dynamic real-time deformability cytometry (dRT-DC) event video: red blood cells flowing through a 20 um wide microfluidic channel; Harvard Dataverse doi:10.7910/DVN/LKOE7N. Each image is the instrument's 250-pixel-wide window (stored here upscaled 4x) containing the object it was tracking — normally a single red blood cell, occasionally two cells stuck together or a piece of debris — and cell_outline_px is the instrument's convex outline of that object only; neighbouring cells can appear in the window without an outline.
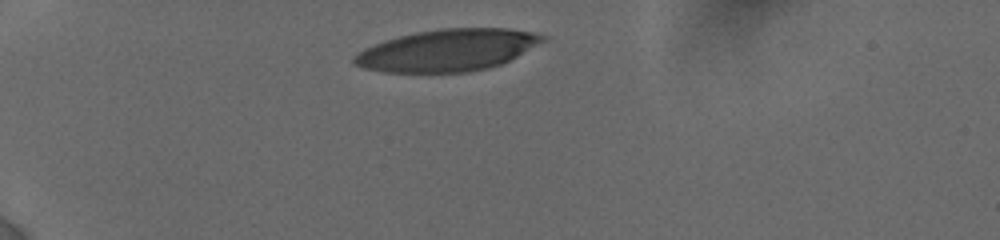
{"species": "human", "species_latin": "Homo sapiens", "temperature_condition": "cold", "stored_images_in_passage": 24, "camera_frame_rate_fps": 3000, "um_per_image_px": 0.085, "donor": {"sex": "female"}, "frame": {"image": 1, "passage_image": 1, "time_ms": 0.0, "image_size_px": [1000, 240], "cell_outline_px": [[548, 40], [500, 64], [488, 68], [468, 72], [384, 72], [364, 68], [352, 64], [352, 56], [356, 52], [364, 48], [384, 40], [416, 32], [440, 28], [508, 28], [532, 32], [548, 36]], "centroid_in_image_um": [38.02, 4.26], "position_along_channel_um": 47.0, "area_um2": 46.18}}
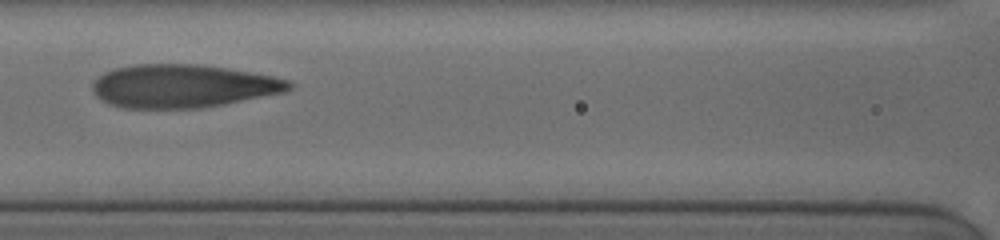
{"frame": {"image": 2, "passage_image": 15, "time_ms": 4.0, "image_size_px": [1000, 240], "cell_outline_px": [[292, 88], [284, 92], [224, 104], [200, 108], [120, 108], [108, 104], [100, 100], [92, 92], [92, 80], [96, 76], [112, 68], [132, 64], [196, 64], [228, 68], [272, 76], [288, 80], [292, 84]], "centroid_in_image_um": [15.45, 7.31], "position_along_channel_um": 151.2, "area_um2": 49.88}}
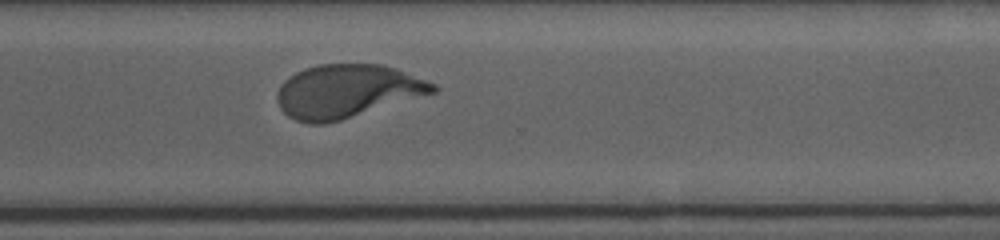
{"frame": {"image": 3, "passage_image": 24, "time_ms": 9.0, "image_size_px": [1000, 240], "cell_outline_px": [[440, 88], [436, 92], [340, 120], [324, 124], [308, 124], [296, 120], [288, 116], [280, 108], [276, 100], [276, 92], [280, 84], [284, 80], [296, 72], [304, 68], [320, 64], [380, 64], [396, 68], [436, 84]], "centroid_in_image_um": [29.47, 7.75], "position_along_channel_um": 341.1, "area_um2": 48.44}}